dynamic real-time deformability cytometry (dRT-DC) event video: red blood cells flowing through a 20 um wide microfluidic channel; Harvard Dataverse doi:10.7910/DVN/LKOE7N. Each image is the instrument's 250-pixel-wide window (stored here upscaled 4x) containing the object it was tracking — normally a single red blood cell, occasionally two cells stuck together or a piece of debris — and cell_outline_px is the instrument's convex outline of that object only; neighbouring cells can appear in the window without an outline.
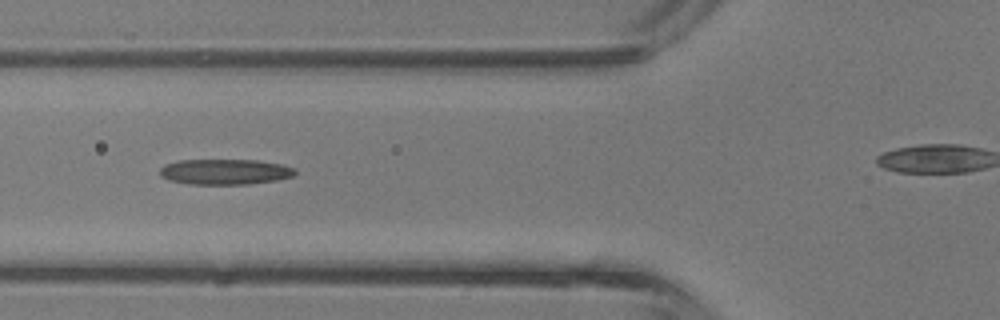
{"species": "common noctule bat (a hibernating species)", "species_latin": "Nyctalus noctula", "temperature_condition": "room temperature", "stored_images_in_passage": 5, "segment_of_instrument_passage": [1, 2], "camera_frame_rate_fps": 3000, "um_per_image_px": 0.085, "animal": {"sex": "male", "body_mass_g": 13.3}, "frame": {"image": 1, "passage_image": 4, "time_ms": 1.0, "image_size_px": [1000, 320], "cell_outline_px": [[296, 172], [292, 176], [276, 180], [248, 184], [188, 184], [168, 180], [160, 176], [160, 168], [164, 164], [180, 160], [256, 160], [280, 164], [296, 168]], "centroid_in_image_um": [19.09, 14.6], "position_along_channel_um": 106.7, "area_um2": 20.11}}